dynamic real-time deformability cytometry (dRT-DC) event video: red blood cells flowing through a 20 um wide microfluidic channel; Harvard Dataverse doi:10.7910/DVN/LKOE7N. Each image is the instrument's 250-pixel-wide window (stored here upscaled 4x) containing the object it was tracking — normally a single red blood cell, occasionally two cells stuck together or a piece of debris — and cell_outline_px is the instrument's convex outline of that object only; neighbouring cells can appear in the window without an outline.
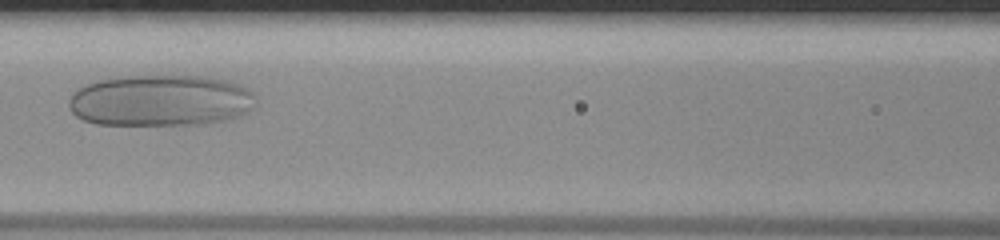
{"species": "human", "species_latin": "Homo sapiens", "temperature_condition": "room temperature", "stored_images_in_passage": 36, "camera_frame_rate_fps": 3000, "um_per_image_px": 0.085, "donor": {"sex": "male"}, "frame": {"image": 1, "passage_image": 9, "time_ms": 2.667, "image_size_px": [1000, 240], "cell_outline_px": [[256, 96], [248, 112], [232, 120], [208, 124], [96, 124], [84, 120], [76, 116], [72, 112], [68, 104], [68, 100], [80, 88], [88, 84], [100, 80], [132, 76], [200, 76], [228, 80], [240, 84], [248, 88]], "centroid_in_image_um": [13.71, 8.55], "position_along_channel_um": 152.9, "area_um2": 55.95}}
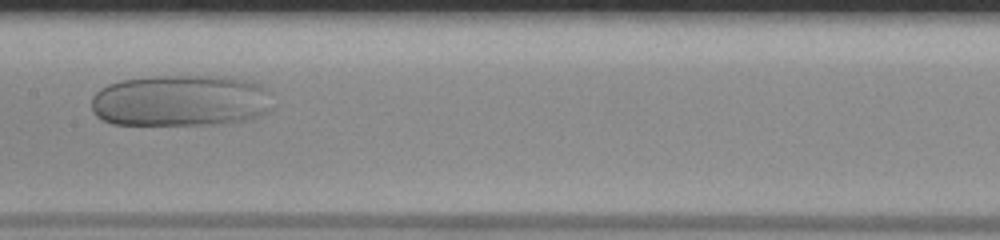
{"frame": {"image": 2, "passage_image": 12, "time_ms": 3.667, "image_size_px": [1000, 240], "cell_outline_px": [[272, 108], [256, 116], [240, 120], [220, 124], [112, 124], [96, 116], [92, 112], [92, 96], [100, 88], [108, 84], [120, 80], [156, 76], [224, 76], [244, 80], [268, 88]], "centroid_in_image_um": [15.31, 8.54], "position_along_channel_um": 192.1, "area_um2": 54.45}}
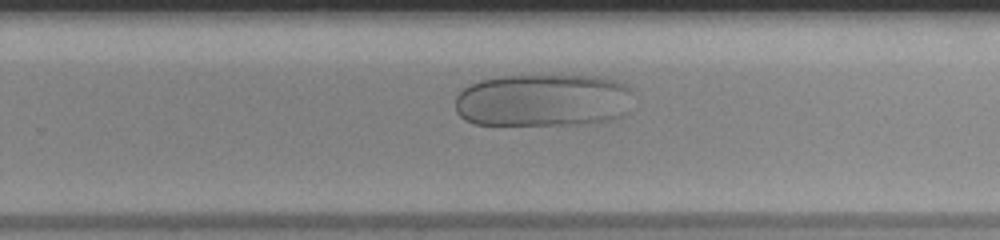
{"frame": {"image": 3, "passage_image": 19, "time_ms": 6.0, "image_size_px": [1000, 240], "cell_outline_px": [[632, 92], [628, 112], [620, 116], [608, 120], [580, 124], [476, 124], [464, 120], [456, 112], [456, 96], [464, 88], [480, 80], [504, 76], [592, 76], [612, 80], [624, 84]], "centroid_in_image_um": [46.15, 8.53], "position_along_channel_um": 283.6, "area_um2": 54.56}}